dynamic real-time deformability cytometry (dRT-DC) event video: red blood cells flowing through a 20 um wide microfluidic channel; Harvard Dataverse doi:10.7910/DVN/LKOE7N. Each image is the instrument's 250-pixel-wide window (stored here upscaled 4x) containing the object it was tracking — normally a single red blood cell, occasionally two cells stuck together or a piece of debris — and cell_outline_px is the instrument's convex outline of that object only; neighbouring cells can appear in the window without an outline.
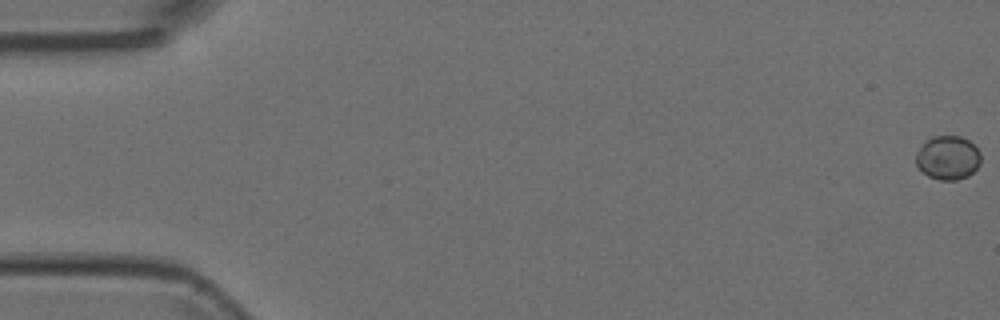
{"species": "Egyptian fruit bat (a non-hibernating species)", "species_latin": "Rousettus aegyptiacus", "temperature_condition": "room temperature", "stored_images_in_passage": 11, "camera_frame_rate_fps": 3000, "um_per_image_px": 0.085, "animal": {"sex": "female"}, "frame": {"image": 1, "passage_image": 1, "time_ms": 0.0, "image_size_px": [1000, 320], "cell_outline_px": [[980, 164], [968, 176], [956, 180], [940, 180], [928, 176], [916, 164], [916, 152], [932, 136], [960, 136], [968, 140], [980, 152]], "centroid_in_image_um": [80.58, 13.41], "position_along_channel_um": 4.4, "area_um2": 16.36}}
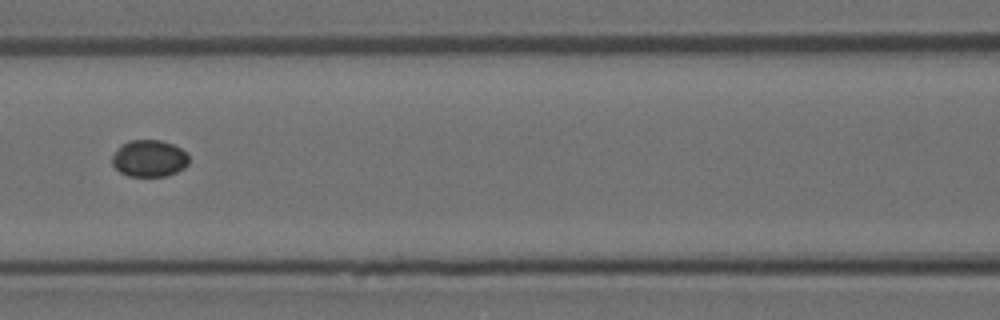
{"frame": {"image": 2, "passage_image": 7, "time_ms": 2.0, "image_size_px": [1000, 320], "cell_outline_px": [[188, 164], [184, 168], [168, 176], [128, 176], [120, 172], [112, 164], [112, 156], [120, 144], [128, 140], [160, 140], [172, 144], [180, 148], [188, 156]], "centroid_in_image_um": [12.66, 13.46], "position_along_channel_um": 153.9, "area_um2": 16.53}}
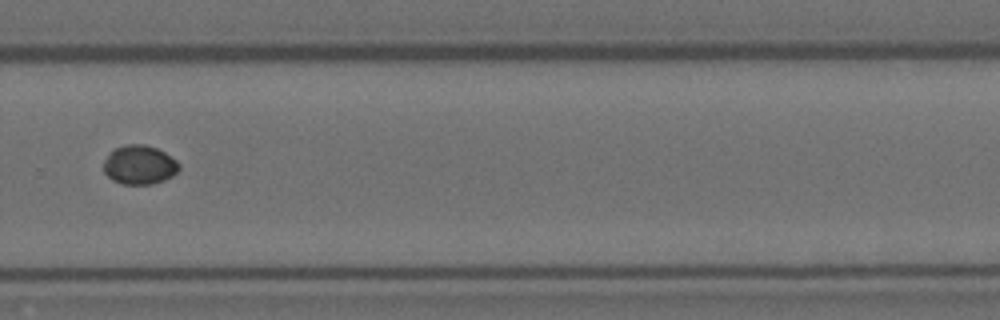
{"frame": {"image": 3, "passage_image": 11, "time_ms": 3.333, "image_size_px": [1000, 320], "cell_outline_px": [[180, 168], [172, 176], [164, 180], [152, 184], [120, 184], [112, 180], [104, 172], [104, 160], [116, 148], [128, 144], [144, 144], [156, 148], [164, 152], [176, 160], [180, 164]], "centroid_in_image_um": [11.87, 14.02], "position_along_channel_um": 317.9, "area_um2": 17.05}}